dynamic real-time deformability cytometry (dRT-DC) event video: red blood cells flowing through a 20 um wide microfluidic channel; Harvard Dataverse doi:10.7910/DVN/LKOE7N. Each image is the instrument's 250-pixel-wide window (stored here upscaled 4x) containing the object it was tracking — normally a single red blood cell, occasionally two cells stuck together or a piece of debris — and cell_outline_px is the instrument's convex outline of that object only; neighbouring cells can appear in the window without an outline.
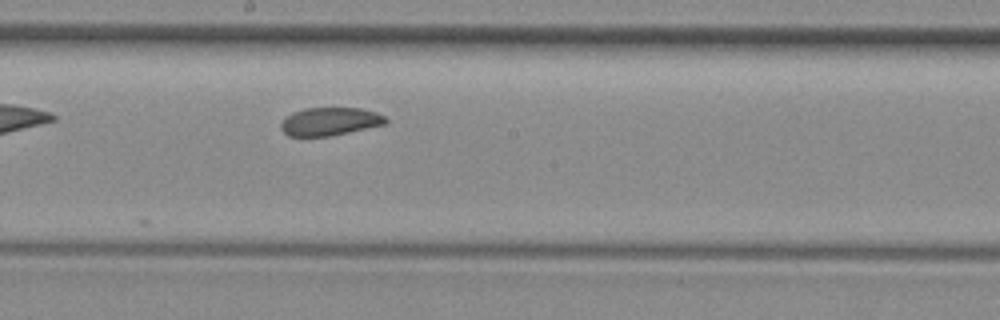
{"species": "common noctule bat (a hibernating species)", "species_latin": "Nyctalus noctula", "temperature_condition": "room temperature", "stored_images_in_passage": 9, "camera_frame_rate_fps": 3000, "um_per_image_px": 0.085, "animal": {"sex": "female", "body_mass_g": 29.2, "forearm_length_mm": 56.3}, "frame": {"image": 1, "passage_image": 9, "time_ms": 9.667, "image_size_px": [1000, 320], "cell_outline_px": [[388, 120], [384, 124], [328, 136], [288, 136], [280, 128], [280, 124], [292, 112], [304, 108], [360, 108], [376, 112], [384, 116]], "centroid_in_image_um": [28.01, 10.31], "position_along_channel_um": 220.2, "area_um2": 16.88}}